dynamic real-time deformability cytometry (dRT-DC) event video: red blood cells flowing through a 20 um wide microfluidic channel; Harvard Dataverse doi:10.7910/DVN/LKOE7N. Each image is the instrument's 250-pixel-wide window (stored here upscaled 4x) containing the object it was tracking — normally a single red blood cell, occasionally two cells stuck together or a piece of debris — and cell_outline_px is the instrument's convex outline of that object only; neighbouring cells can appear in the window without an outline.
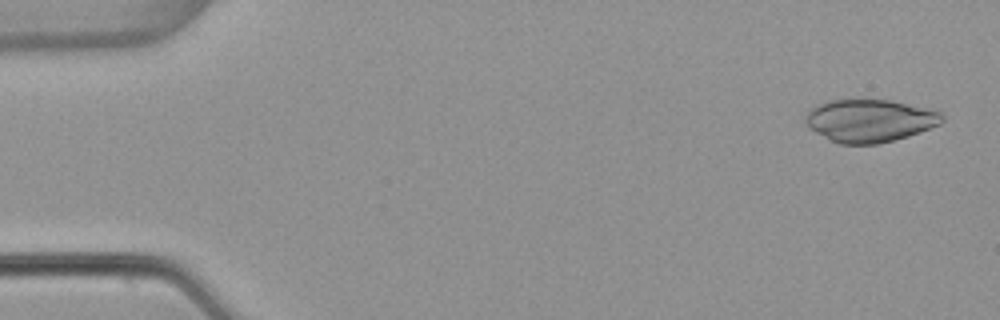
{"species": "common noctule bat (a hibernating species)", "species_latin": "Nyctalus noctula", "temperature_condition": "warm", "stored_images_in_passage": 52, "camera_frame_rate_fps": 3000, "um_per_image_px": 0.085, "animal": {"sex": "female", "body_mass_g": 22.7, "forearm_length_mm": 54.2}, "frame": {"image": 1, "passage_image": 2, "time_ms": 0.333, "image_size_px": [1000, 320], "cell_outline_px": [[944, 120], [940, 124], [920, 132], [908, 136], [880, 144], [840, 144], [808, 128], [804, 120], [804, 116], [816, 104], [828, 100], [892, 100], [940, 112], [944, 116]], "centroid_in_image_um": [73.91, 10.26], "position_along_channel_um": 11.1, "area_um2": 33.93}}